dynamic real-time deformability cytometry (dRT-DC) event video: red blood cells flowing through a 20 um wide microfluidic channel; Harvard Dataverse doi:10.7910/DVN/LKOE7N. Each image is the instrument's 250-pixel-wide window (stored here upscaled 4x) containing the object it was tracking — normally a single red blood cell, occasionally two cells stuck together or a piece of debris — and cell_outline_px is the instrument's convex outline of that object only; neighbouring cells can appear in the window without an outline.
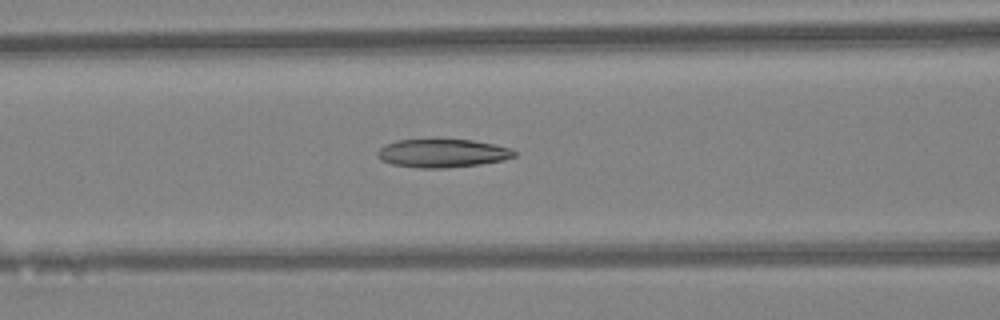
{"species": "Egyptian fruit bat (a non-hibernating species)", "species_latin": "Rousettus aegyptiacus", "temperature_condition": "warm", "stored_images_in_passage": 46, "camera_frame_rate_fps": 3000, "um_per_image_px": 0.085, "animal": {"sex": "female"}, "frame": {"image": 1, "passage_image": 19, "time_ms": 6.0, "image_size_px": [1000, 320], "cell_outline_px": [[516, 156], [504, 160], [480, 164], [444, 168], [420, 168], [392, 164], [380, 160], [376, 156], [376, 152], [384, 144], [396, 140], [472, 140], [512, 148], [516, 152]], "centroid_in_image_um": [37.58, 13.03], "position_along_channel_um": 129.0, "area_um2": 22.6}}
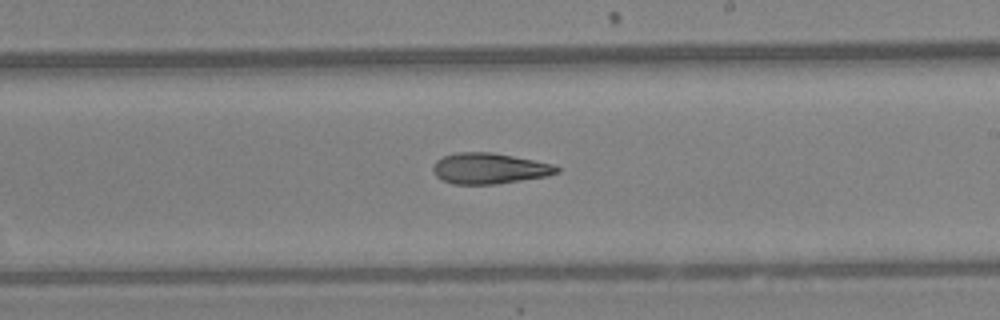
{"frame": {"image": 2, "passage_image": 27, "time_ms": 8.667, "image_size_px": [1000, 320], "cell_outline_px": [[560, 172], [548, 176], [496, 184], [452, 184], [436, 176], [432, 168], [436, 160], [444, 156], [456, 152], [492, 152], [552, 164], [560, 168]], "centroid_in_image_um": [41.59, 14.32], "position_along_channel_um": 247.4, "area_um2": 22.14}}
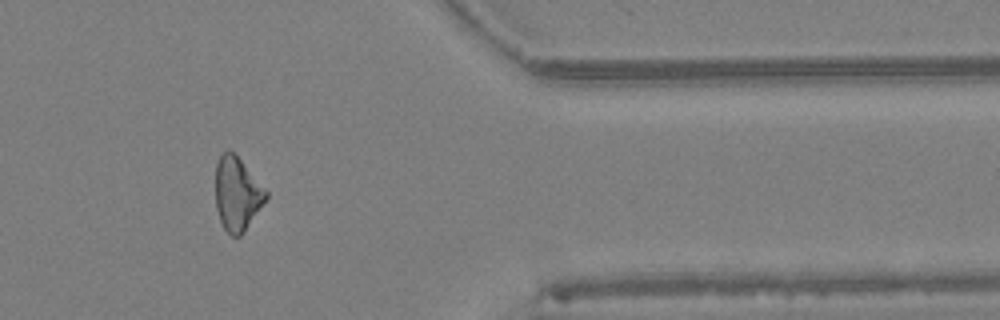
{"frame": {"image": 3, "passage_image": 38, "time_ms": 12.333, "image_size_px": [1000, 320], "cell_outline_px": [[268, 196], [244, 232], [240, 236], [232, 236], [224, 228], [220, 220], [216, 208], [216, 164], [220, 156], [228, 148], [240, 160], [268, 192]], "centroid_in_image_um": [20.14, 16.49], "position_along_channel_um": 391.3, "area_um2": 21.21}, "authors_computed_cell_mechanics": {"area_um2": 22.6865, "velocity_mm_per_s": 4.4719, "shape_relaxation_time_tau1_ms": null, "shape_relaxation_time_tau2_ms": 8.0615, "deformation_change_tau1": null, "deformation_change_tau2": 0.2082}}